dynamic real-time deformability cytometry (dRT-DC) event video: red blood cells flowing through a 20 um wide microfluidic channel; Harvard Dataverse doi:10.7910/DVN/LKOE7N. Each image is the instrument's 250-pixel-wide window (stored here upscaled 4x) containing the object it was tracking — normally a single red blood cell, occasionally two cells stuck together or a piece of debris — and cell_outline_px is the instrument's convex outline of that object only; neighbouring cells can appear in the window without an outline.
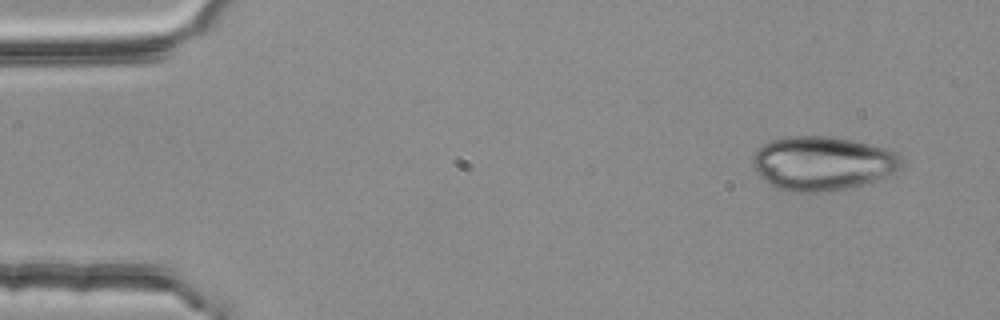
{"species": "common noctule bat (a hibernating species)", "species_latin": "Nyctalus noctula", "temperature_condition": "room temperature", "stored_images_in_passage": 4, "camera_frame_rate_fps": 3000, "um_per_image_px": 0.085, "animal": {"sex": "female", "body_mass_g": 25.1}, "frame": {"image": 1, "passage_image": 1, "time_ms": 0.0, "image_size_px": [1000, 320], "cell_outline_px": [[904, 160], [900, 168], [884, 180], [844, 188], [816, 192], [788, 192], [776, 188], [768, 184], [756, 172], [752, 164], [752, 156], [764, 144], [772, 140], [784, 136], [828, 136], [852, 140], [868, 144], [896, 152]], "centroid_in_image_um": [69.91, 13.89], "position_along_channel_um": 15.1, "area_um2": 47.11}}